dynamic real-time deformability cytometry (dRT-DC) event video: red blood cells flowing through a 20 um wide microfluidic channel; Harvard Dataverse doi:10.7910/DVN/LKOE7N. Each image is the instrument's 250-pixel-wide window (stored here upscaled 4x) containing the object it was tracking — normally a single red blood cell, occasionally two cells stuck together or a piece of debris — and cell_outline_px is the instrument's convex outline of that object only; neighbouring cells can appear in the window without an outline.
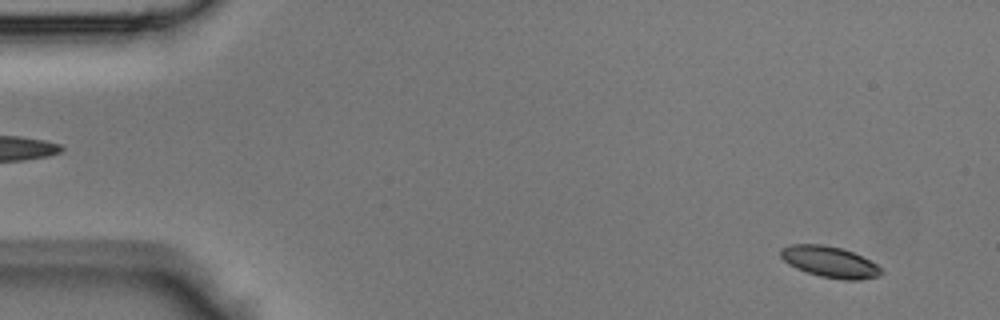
{"species": "Egyptian fruit bat (a non-hibernating species)", "species_latin": "Rousettus aegyptiacus", "temperature_condition": "room temperature", "stored_images_in_passage": 11, "camera_frame_rate_fps": 3000, "um_per_image_px": 0.085, "animal": {"sex": "male"}, "frame": {"image": 1, "passage_image": 3, "time_ms": 0.667, "image_size_px": [1000, 320], "cell_outline_px": [[884, 272], [876, 276], [860, 280], [844, 280], [820, 276], [796, 268], [788, 264], [780, 256], [780, 252], [784, 248], [792, 244], [824, 244], [840, 248], [852, 252], [876, 264]], "centroid_in_image_um": [70.52, 22.26], "position_along_channel_um": 14.5, "area_um2": 17.92}}